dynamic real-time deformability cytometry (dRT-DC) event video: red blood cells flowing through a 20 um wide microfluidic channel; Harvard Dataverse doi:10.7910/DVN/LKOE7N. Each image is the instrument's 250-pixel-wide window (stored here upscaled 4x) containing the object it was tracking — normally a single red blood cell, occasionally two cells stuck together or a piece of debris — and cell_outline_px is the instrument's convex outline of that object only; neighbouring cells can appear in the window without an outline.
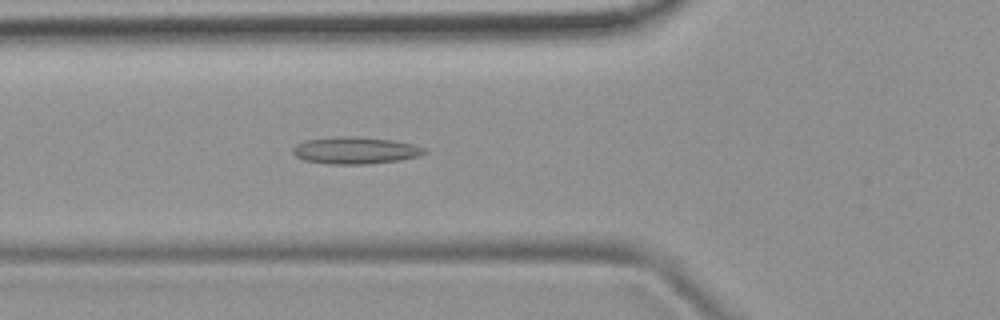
{"species": "common noctule bat (a hibernating species)", "species_latin": "Nyctalus noctula", "temperature_condition": "room temperature", "stored_images_in_passage": 43, "camera_frame_rate_fps": 3000, "um_per_image_px": 0.085, "animal": {"sex": "female", "body_mass_g": 19.9}, "frame": {"image": 1, "passage_image": 11, "time_ms": 3.333, "image_size_px": [1000, 320], "cell_outline_px": [[428, 152], [420, 156], [400, 160], [368, 164], [328, 164], [304, 160], [296, 156], [292, 152], [292, 148], [296, 144], [304, 140], [332, 136], [356, 136], [392, 140], [412, 144], [424, 148]], "centroid_in_image_um": [30.18, 12.78], "position_along_channel_um": 95.6, "area_um2": 20.92}}
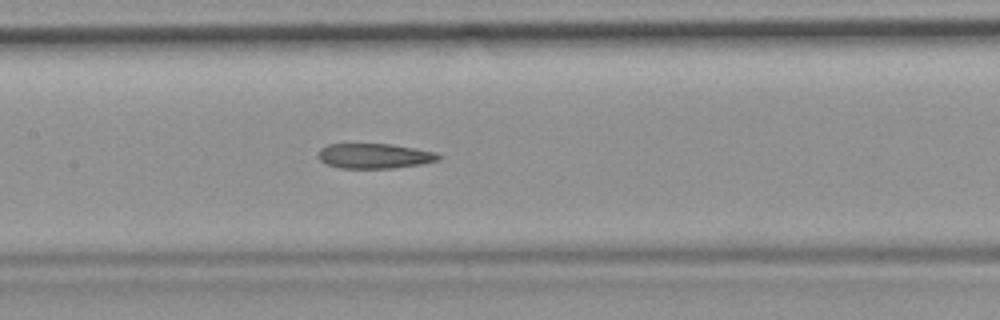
{"frame": {"image": 2, "passage_image": 17, "time_ms": 5.333, "image_size_px": [1000, 320], "cell_outline_px": [[444, 156], [440, 160], [420, 164], [392, 168], [340, 168], [324, 164], [320, 160], [320, 148], [328, 144], [392, 144], [436, 152]], "centroid_in_image_um": [31.86, 13.26], "position_along_channel_um": 175.5, "area_um2": 17.57}}
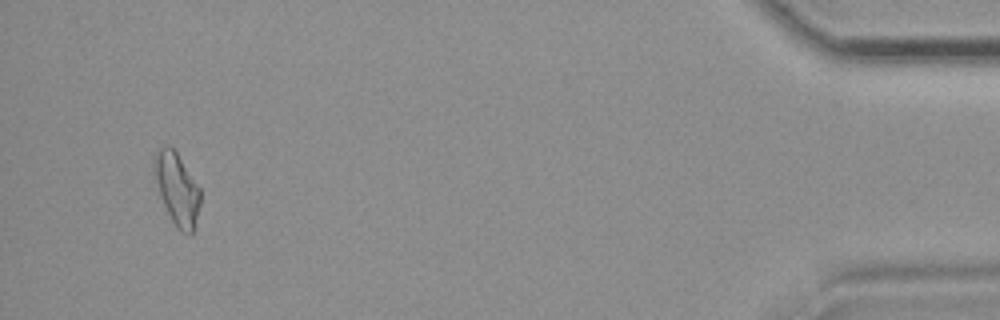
{"frame": {"image": 3, "passage_image": 41, "time_ms": 13.333, "image_size_px": [1000, 320], "cell_outline_px": [[200, 204], [192, 232], [188, 236], [180, 232], [176, 228], [160, 196], [152, 172], [152, 160], [156, 152], [160, 148], [168, 144], [176, 152], [200, 188]], "centroid_in_image_um": [15.01, 16.04], "position_along_channel_um": 420.2, "area_um2": 19.36}, "authors_computed_cell_mechanics": {"area_um2": 18.6694, "velocity_mm_per_s": 3.9894, "shape_relaxation_time_tau1_ms": null, "shape_relaxation_time_tau2_ms": 3.441, "deformation_change_tau1": null, "deformation_change_tau2": 0.1253}}